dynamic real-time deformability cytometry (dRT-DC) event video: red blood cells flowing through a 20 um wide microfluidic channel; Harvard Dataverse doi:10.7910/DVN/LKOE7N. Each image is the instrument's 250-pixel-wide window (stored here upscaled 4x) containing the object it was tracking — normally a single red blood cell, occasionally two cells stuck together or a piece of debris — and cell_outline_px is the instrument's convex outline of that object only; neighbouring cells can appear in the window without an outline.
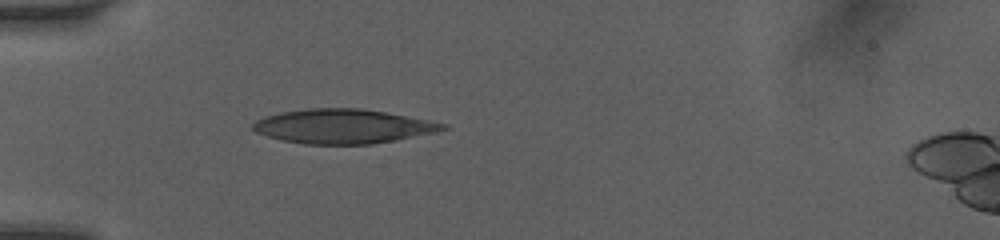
{"species": "human", "species_latin": "Homo sapiens", "temperature_condition": "room temperature", "stored_images_in_passage": 27, "camera_frame_rate_fps": 3000, "um_per_image_px": 0.085, "donor": {"sex": "female"}, "frame": {"image": 1, "passage_image": 4, "time_ms": 1.333, "image_size_px": [1000, 240], "cell_outline_px": [[448, 128], [436, 132], [372, 144], [304, 144], [284, 140], [268, 136], [256, 132], [252, 128], [252, 124], [256, 120], [264, 116], [280, 112], [308, 108], [360, 108], [384, 112], [428, 120], [448, 124]], "centroid_in_image_um": [29.13, 10.73], "position_along_channel_um": 55.9, "area_um2": 37.74}}
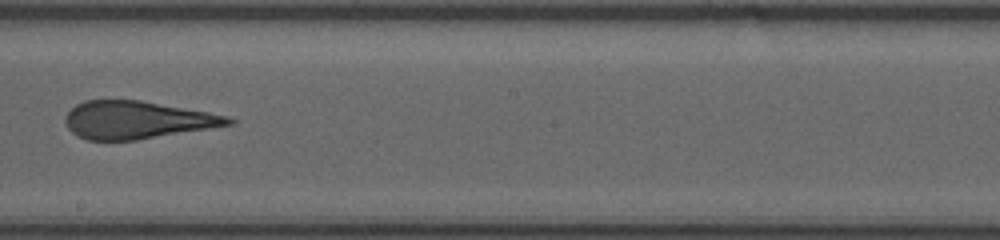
{"frame": {"image": 2, "passage_image": 14, "time_ms": 6.0, "image_size_px": [1000, 240], "cell_outline_px": [[236, 124], [136, 140], [88, 140], [72, 132], [68, 128], [64, 120], [68, 112], [76, 104], [84, 100], [140, 100], [208, 112], [228, 116], [236, 120]], "centroid_in_image_um": [11.67, 10.19], "position_along_channel_um": 236.5, "area_um2": 35.66}}
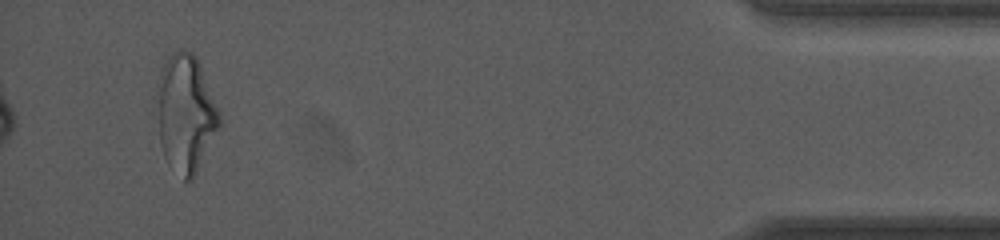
{"frame": {"image": 3, "passage_image": 27, "time_ms": 12.0, "image_size_px": [1000, 240], "cell_outline_px": [[220, 124], [192, 180], [184, 180], [164, 156], [160, 144], [160, 72], [168, 56], [172, 52], [184, 48], [192, 52], [196, 56], [200, 64], [220, 116]], "centroid_in_image_um": [15.81, 9.6], "position_along_channel_um": 419.4, "area_um2": 40.98}, "authors_computed_cell_mechanics": {"area_um2": 37.2232, "velocity_mm_per_s": 4.1206, "shape_relaxation_time_tau1_ms": 7.0891, "shape_relaxation_time_tau2_ms": 1.3491, "deformation_change_tau1": 0.2421, "deformation_change_tau2": 0.129}}